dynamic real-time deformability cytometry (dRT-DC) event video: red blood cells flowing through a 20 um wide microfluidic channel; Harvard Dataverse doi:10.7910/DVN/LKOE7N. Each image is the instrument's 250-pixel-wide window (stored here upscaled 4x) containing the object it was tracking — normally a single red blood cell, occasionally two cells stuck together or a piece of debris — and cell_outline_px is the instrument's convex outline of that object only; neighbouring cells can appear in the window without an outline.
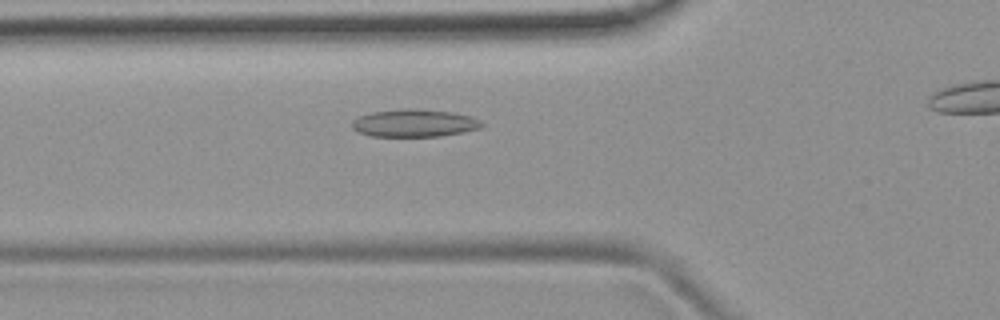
{"species": "common noctule bat (a hibernating species)", "species_latin": "Nyctalus noctula", "temperature_condition": "room temperature", "stored_images_in_passage": 37, "camera_frame_rate_fps": 3000, "um_per_image_px": 0.085, "animal": {"sex": "female", "body_mass_g": 19.9}, "frame": {"image": 1, "passage_image": 12, "time_ms": 3.667, "image_size_px": [1000, 320], "cell_outline_px": [[484, 124], [480, 128], [464, 132], [440, 136], [372, 136], [360, 132], [352, 128], [352, 120], [360, 116], [372, 112], [408, 108], [420, 108], [452, 112], [472, 116], [480, 120]], "centroid_in_image_um": [35.26, 10.45], "position_along_channel_um": 90.5, "area_um2": 20.92}}
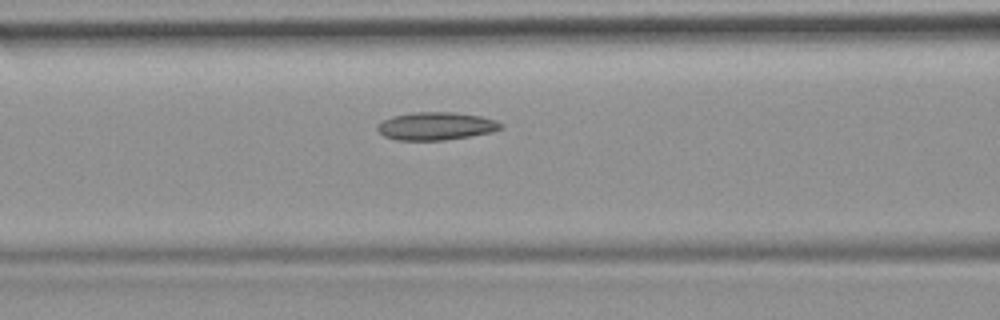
{"frame": {"image": 2, "passage_image": 15, "time_ms": 4.667, "image_size_px": [1000, 320], "cell_outline_px": [[504, 128], [492, 132], [444, 140], [396, 140], [384, 136], [376, 128], [376, 124], [392, 116], [416, 112], [452, 112], [480, 116], [496, 120], [504, 124]], "centroid_in_image_um": [37.07, 10.71], "position_along_channel_um": 129.5, "area_um2": 20.06}}
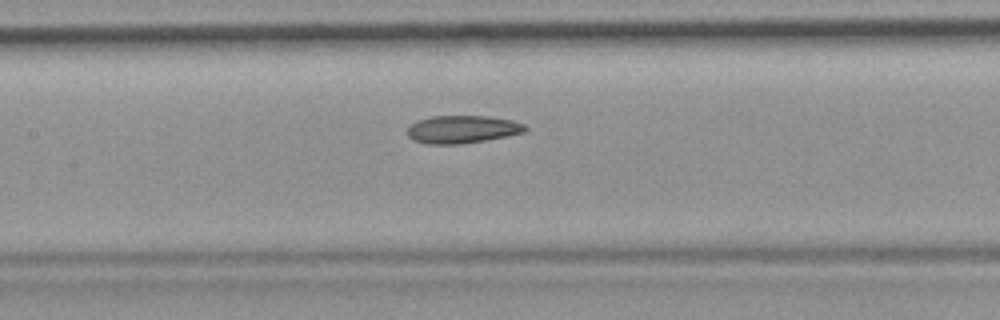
{"frame": {"image": 3, "passage_image": 18, "time_ms": 5.667, "image_size_px": [1000, 320], "cell_outline_px": [[528, 128], [524, 132], [484, 140], [460, 144], [428, 144], [412, 140], [408, 136], [408, 124], [416, 120], [432, 116], [488, 116], [512, 120], [524, 124]], "centroid_in_image_um": [39.24, 10.98], "position_along_channel_um": 168.2, "area_um2": 19.07}}